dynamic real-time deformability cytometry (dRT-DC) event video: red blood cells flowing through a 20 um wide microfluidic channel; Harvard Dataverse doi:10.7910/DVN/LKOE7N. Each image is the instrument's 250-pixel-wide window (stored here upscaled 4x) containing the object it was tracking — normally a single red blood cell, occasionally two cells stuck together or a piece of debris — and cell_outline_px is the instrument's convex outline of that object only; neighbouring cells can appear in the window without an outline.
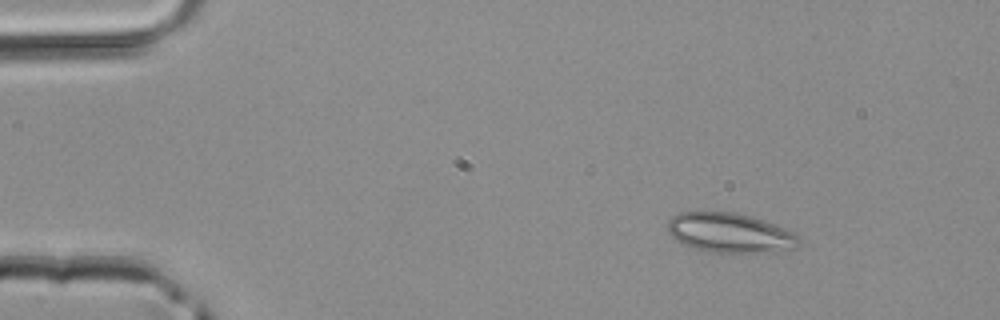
{"species": "common noctule bat (a hibernating species)", "species_latin": "Nyctalus noctula", "temperature_condition": "room temperature", "stored_images_in_passage": 40, "camera_frame_rate_fps": 3000, "um_per_image_px": 0.085, "animal": {"sex": "male", "body_mass_g": 20.4}, "frame": {"image": 1, "passage_image": 1, "time_ms": 0.0, "image_size_px": [1000, 320], "cell_outline_px": [[800, 240], [796, 248], [776, 252], [712, 252], [696, 248], [684, 244], [676, 240], [668, 232], [668, 220], [672, 216], [680, 212], [704, 208], [736, 212], [752, 216], [764, 220], [796, 232], [800, 236]], "centroid_in_image_um": [62.04, 19.74], "position_along_channel_um": 23.0, "area_um2": 31.27}}
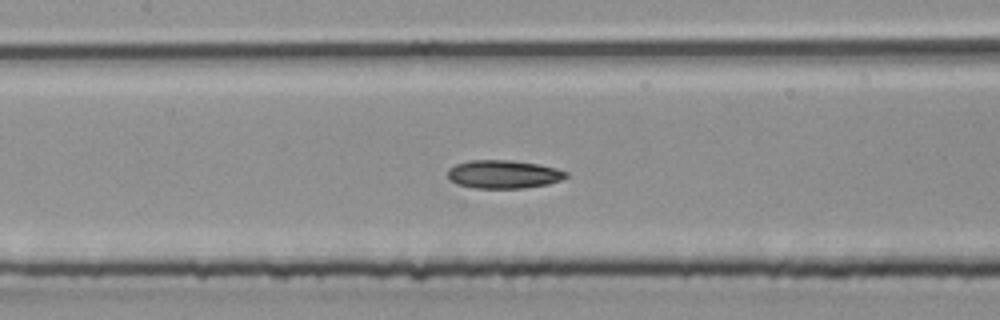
{"frame": {"image": 2, "passage_image": 16, "time_ms": 5.0, "image_size_px": [1000, 320], "cell_outline_px": [[568, 176], [560, 180], [548, 184], [520, 188], [476, 188], [456, 184], [448, 176], [448, 168], [456, 164], [468, 160], [512, 160], [540, 164], [556, 168], [568, 172]], "centroid_in_image_um": [42.8, 14.8], "position_along_channel_um": 164.6, "area_um2": 19.54}}
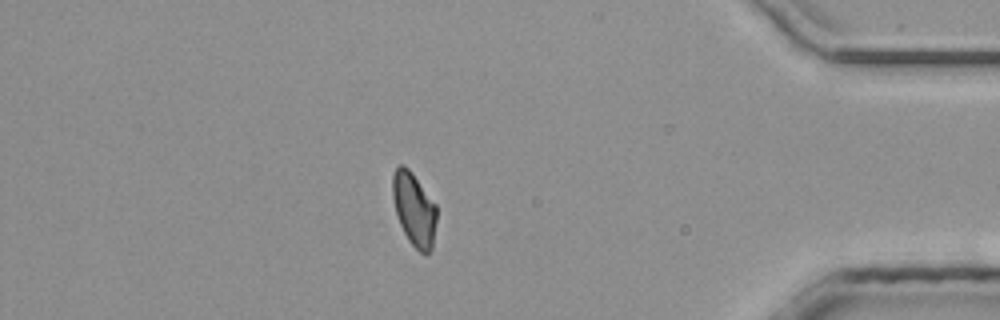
{"frame": {"image": 3, "passage_image": 34, "time_ms": 11.0, "image_size_px": [1000, 320], "cell_outline_px": [[436, 220], [432, 248], [428, 256], [424, 256], [408, 240], [400, 224], [396, 212], [392, 196], [392, 176], [396, 168], [400, 164], [404, 164], [412, 172], [436, 204]], "centroid_in_image_um": [35.2, 17.79], "position_along_channel_um": 400.0, "area_um2": 18.9}}